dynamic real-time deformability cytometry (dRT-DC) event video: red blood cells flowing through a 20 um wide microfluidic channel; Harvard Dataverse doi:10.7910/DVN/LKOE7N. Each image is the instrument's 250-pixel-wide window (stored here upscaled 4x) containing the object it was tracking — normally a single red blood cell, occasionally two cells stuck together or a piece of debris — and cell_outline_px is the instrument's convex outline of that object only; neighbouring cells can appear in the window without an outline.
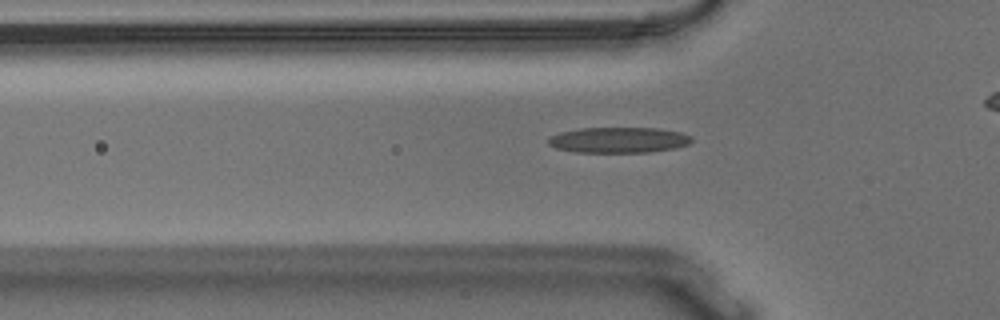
{"species": "Egyptian fruit bat (a non-hibernating species)", "species_latin": "Rousettus aegyptiacus", "temperature_condition": "warm", "stored_images_in_passage": 32, "camera_frame_rate_fps": 3000, "um_per_image_px": 0.085, "animal": {"sex": "male"}, "frame": {"image": 1, "passage_image": 4, "time_ms": 1.0, "image_size_px": [1000, 320], "cell_outline_px": [[692, 140], [688, 144], [676, 148], [648, 152], [572, 152], [556, 148], [548, 144], [548, 140], [552, 136], [560, 132], [580, 128], [656, 128], [680, 132], [692, 136]], "centroid_in_image_um": [52.58, 11.9], "position_along_channel_um": 73.2, "area_um2": 21.39}}
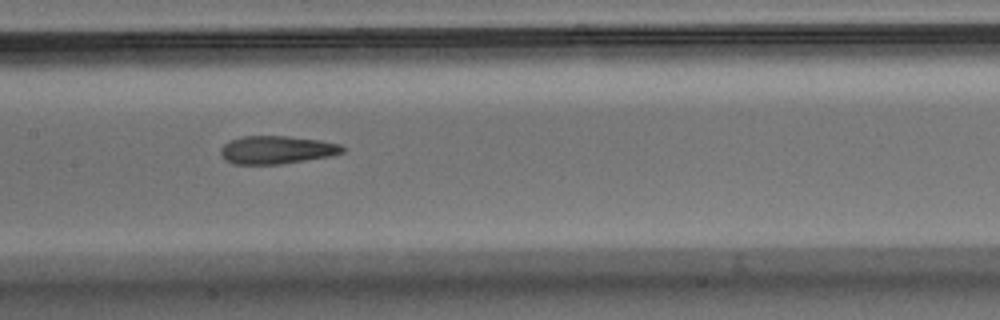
{"frame": {"image": 2, "passage_image": 13, "time_ms": 4.0, "image_size_px": [1000, 320], "cell_outline_px": [[344, 152], [332, 156], [280, 164], [232, 164], [224, 160], [220, 156], [220, 148], [224, 144], [232, 140], [244, 136], [288, 136], [320, 140], [340, 144], [344, 148]], "centroid_in_image_um": [23.5, 12.74], "position_along_channel_um": 183.9, "area_um2": 20.0}}
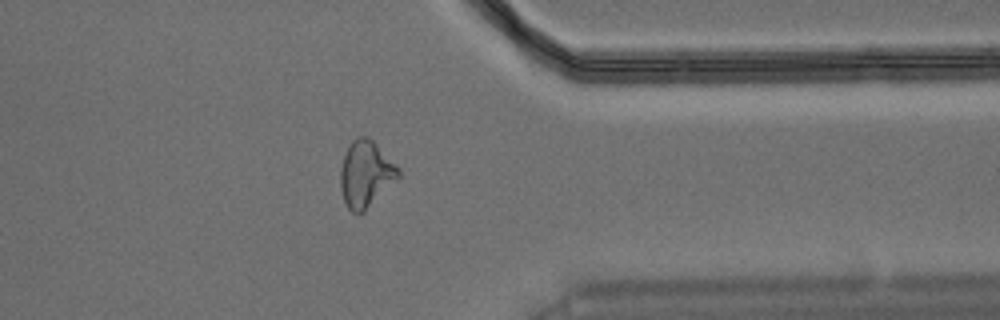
{"frame": {"image": 3, "passage_image": 30, "time_ms": 9.667, "image_size_px": [1000, 320], "cell_outline_px": [[400, 176], [364, 212], [352, 212], [348, 208], [344, 200], [340, 188], [340, 168], [344, 156], [352, 140], [356, 136], [364, 136], [372, 140], [400, 168]], "centroid_in_image_um": [31.08, 14.79], "position_along_channel_um": 380.3, "area_um2": 22.2}}